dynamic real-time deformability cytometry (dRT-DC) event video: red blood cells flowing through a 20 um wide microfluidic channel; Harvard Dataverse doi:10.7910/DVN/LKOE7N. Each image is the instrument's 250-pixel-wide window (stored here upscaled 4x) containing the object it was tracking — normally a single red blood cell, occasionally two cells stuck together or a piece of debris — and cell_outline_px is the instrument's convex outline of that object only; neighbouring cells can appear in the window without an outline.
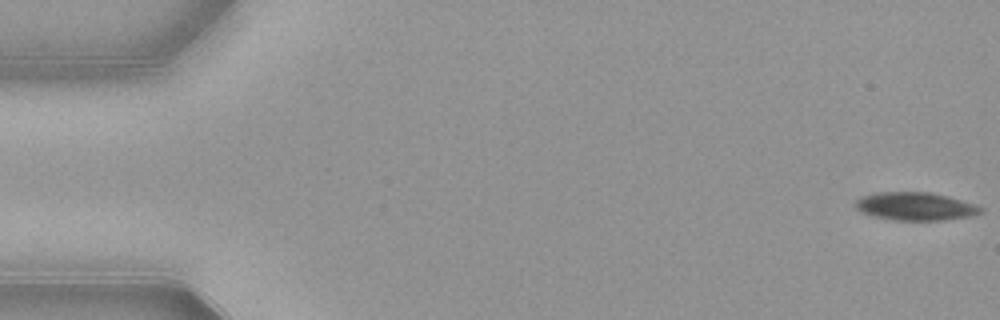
{"species": "common noctule bat (a hibernating species)", "species_latin": "Nyctalus noctula", "temperature_condition": "warm", "stored_images_in_passage": 53, "camera_frame_rate_fps": 3000, "um_per_image_px": 0.085, "animal": {"sex": "female", "body_mass_g": 21.9}, "frame": {"image": 1, "passage_image": 1, "time_ms": 0.0, "image_size_px": [1000, 320], "cell_outline_px": [[984, 212], [976, 216], [944, 220], [892, 220], [872, 216], [860, 212], [852, 204], [860, 196], [876, 192], [928, 192], [948, 196], [976, 204], [984, 208]], "centroid_in_image_um": [77.82, 17.54], "position_along_channel_um": 7.2, "area_um2": 20.98}}
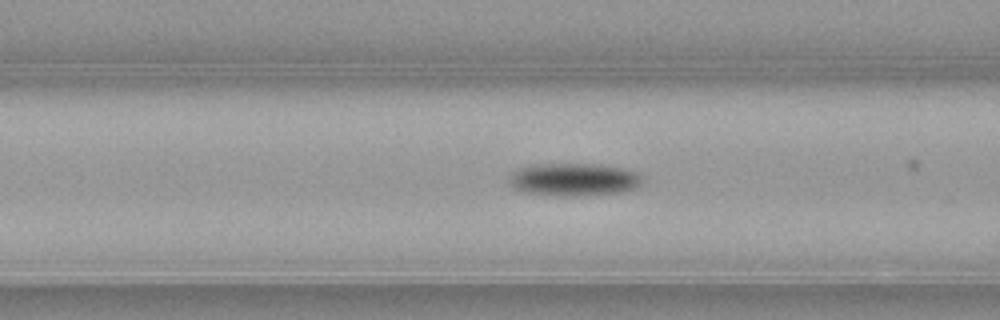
{"frame": {"image": 2, "passage_image": 21, "time_ms": 6.667, "image_size_px": [1000, 320], "cell_outline_px": [[644, 180], [636, 188], [624, 192], [580, 196], [564, 196], [520, 192], [512, 188], [508, 184], [508, 176], [512, 172], [520, 168], [532, 164], [592, 164], [624, 168], [640, 172], [644, 176]], "centroid_in_image_um": [48.78, 15.27], "position_along_channel_um": 117.8, "area_um2": 26.07}}
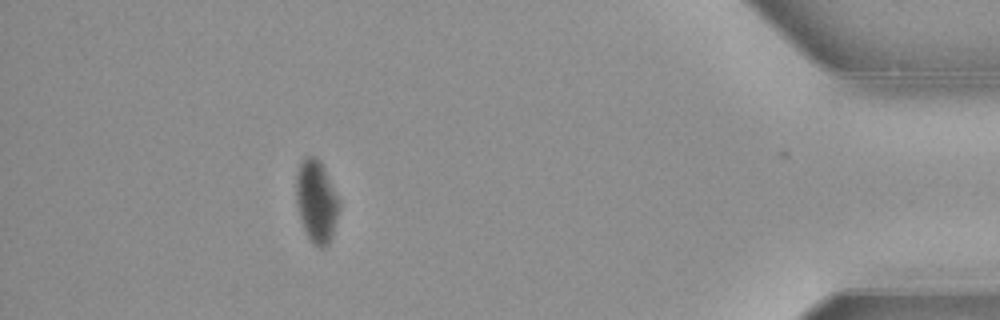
{"frame": {"image": 3, "passage_image": 48, "time_ms": 15.667, "image_size_px": [1000, 320], "cell_outline_px": [[340, 208], [332, 236], [328, 244], [324, 248], [320, 248], [312, 244], [300, 220], [296, 204], [296, 172], [300, 160], [304, 156], [316, 156], [320, 160], [340, 200]], "centroid_in_image_um": [26.89, 17.09], "position_along_channel_um": 408.3, "area_um2": 21.04}, "authors_computed_cell_mechanics": {"area_um2": 22.8888, "velocity_mm_per_s": 3.8652, "shape_relaxation_time_tau1_ms": 1.9461, "shape_relaxation_time_tau2_ms": null, "deformation_change_tau1": 0.1146, "deformation_change_tau2": null}}